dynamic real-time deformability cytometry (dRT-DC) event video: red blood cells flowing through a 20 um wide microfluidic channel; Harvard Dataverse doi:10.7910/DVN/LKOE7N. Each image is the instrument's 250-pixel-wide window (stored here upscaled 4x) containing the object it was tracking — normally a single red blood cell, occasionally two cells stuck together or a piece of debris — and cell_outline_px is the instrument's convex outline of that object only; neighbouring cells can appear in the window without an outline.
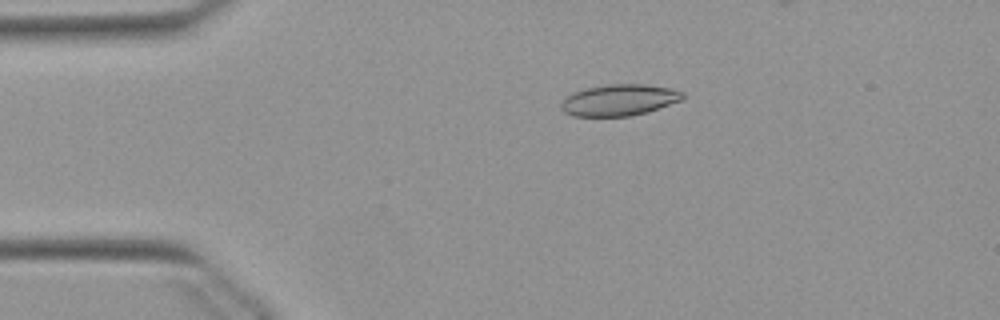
{"species": "Egyptian fruit bat (a non-hibernating species)", "species_latin": "Rousettus aegyptiacus", "temperature_condition": "warm", "stored_images_in_passage": 52, "camera_frame_rate_fps": 3000, "um_per_image_px": 0.085, "animal": {"sex": "female"}, "frame": {"image": 1, "passage_image": 10, "time_ms": 3.0, "image_size_px": [1000, 320], "cell_outline_px": [[684, 96], [680, 100], [644, 112], [628, 116], [572, 116], [564, 112], [560, 108], [560, 104], [572, 92], [588, 88], [608, 84], [644, 84], [668, 88], [684, 92]], "centroid_in_image_um": [52.57, 8.5], "position_along_channel_um": 32.4, "area_um2": 21.79}}
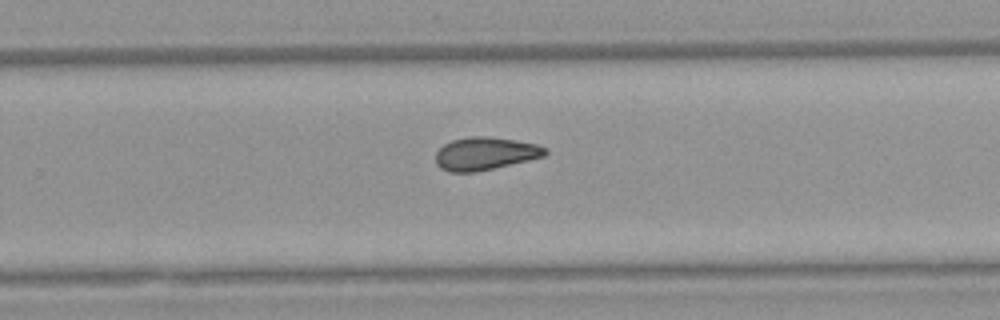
{"frame": {"image": 2, "passage_image": 33, "time_ms": 10.667, "image_size_px": [1000, 320], "cell_outline_px": [[548, 152], [544, 156], [528, 160], [476, 172], [448, 172], [440, 168], [436, 164], [436, 152], [444, 144], [452, 140], [468, 136], [488, 136], [516, 140], [536, 144], [548, 148]], "centroid_in_image_um": [41.23, 13.05], "position_along_channel_um": 288.6, "area_um2": 21.04}}
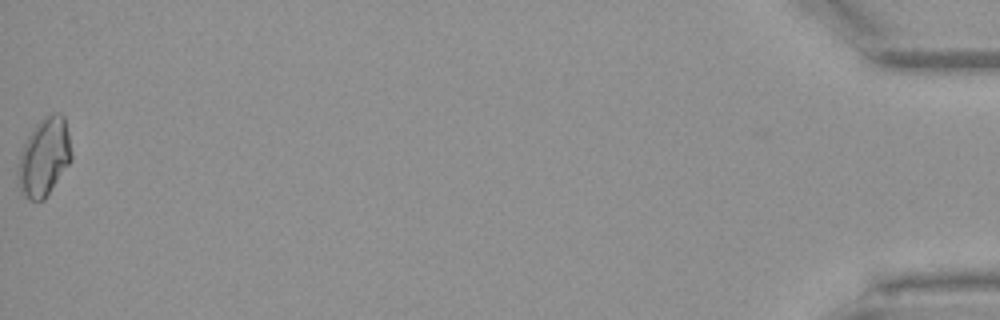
{"frame": {"image": 3, "passage_image": 52, "time_ms": 17.0, "image_size_px": [1000, 320], "cell_outline_px": [[72, 160], [44, 200], [28, 200], [20, 192], [16, 176], [16, 172], [20, 152], [32, 128], [44, 116], [52, 112], [60, 112], [64, 116], [68, 132], [72, 156]], "centroid_in_image_um": [3.73, 13.35], "position_along_channel_um": 431.5, "area_um2": 24.68}, "authors_computed_cell_mechanics": {"area_um2": 21.386, "velocity_mm_per_s": 3.8932, "shape_relaxation_time_tau1_ms": 10.5609, "shape_relaxation_time_tau2_ms": 3.1981, "deformation_change_tau1": 0.1925, "deformation_change_tau2": 0.086}}